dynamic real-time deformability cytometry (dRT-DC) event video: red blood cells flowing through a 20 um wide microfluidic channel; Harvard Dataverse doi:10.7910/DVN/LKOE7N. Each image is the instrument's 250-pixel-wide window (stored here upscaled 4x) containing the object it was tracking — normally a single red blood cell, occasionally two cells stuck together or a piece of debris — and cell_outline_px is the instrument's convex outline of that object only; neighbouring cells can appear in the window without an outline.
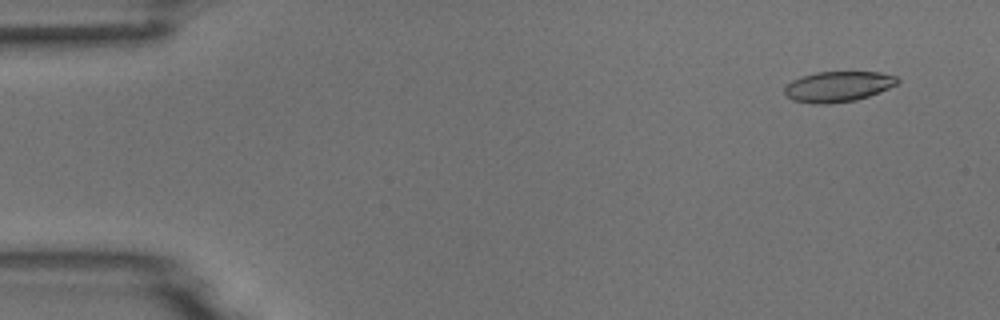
{"species": "common noctule bat (a hibernating species)", "species_latin": "Nyctalus noctula", "temperature_condition": "room temperature", "stored_images_in_passage": 9, "camera_frame_rate_fps": 3000, "um_per_image_px": 0.085, "animal": {"sex": "male", "body_mass_g": 18.8}, "frame": {"image": 1, "passage_image": 1, "time_ms": 0.0, "image_size_px": [1000, 320], "cell_outline_px": [[900, 80], [896, 84], [888, 88], [868, 96], [856, 100], [828, 104], [812, 104], [792, 100], [784, 92], [784, 88], [792, 80], [800, 76], [816, 72], [880, 72], [896, 76]], "centroid_in_image_um": [71.21, 7.36], "position_along_channel_um": 13.8, "area_um2": 20.06}}
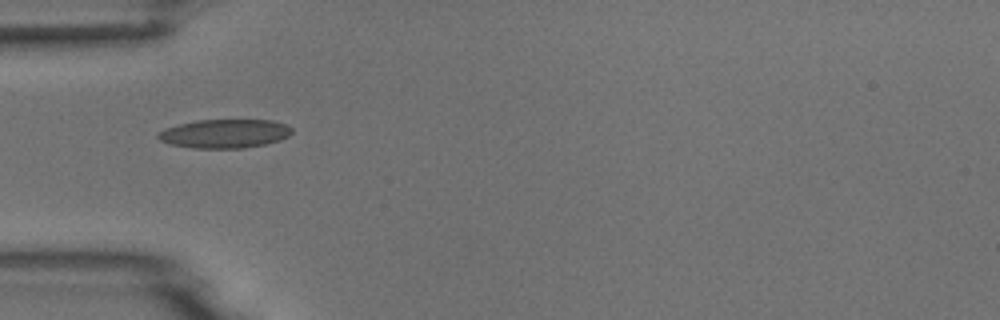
{"frame": {"image": 2, "passage_image": 4, "time_ms": 1.0, "image_size_px": [1000, 320], "cell_outline_px": [[292, 132], [288, 136], [280, 140], [264, 144], [244, 148], [192, 148], [168, 144], [160, 140], [156, 136], [156, 132], [164, 128], [196, 120], [272, 120], [288, 124], [292, 128]], "centroid_in_image_um": [19.07, 11.35], "position_along_channel_um": 65.9, "area_um2": 22.66}}